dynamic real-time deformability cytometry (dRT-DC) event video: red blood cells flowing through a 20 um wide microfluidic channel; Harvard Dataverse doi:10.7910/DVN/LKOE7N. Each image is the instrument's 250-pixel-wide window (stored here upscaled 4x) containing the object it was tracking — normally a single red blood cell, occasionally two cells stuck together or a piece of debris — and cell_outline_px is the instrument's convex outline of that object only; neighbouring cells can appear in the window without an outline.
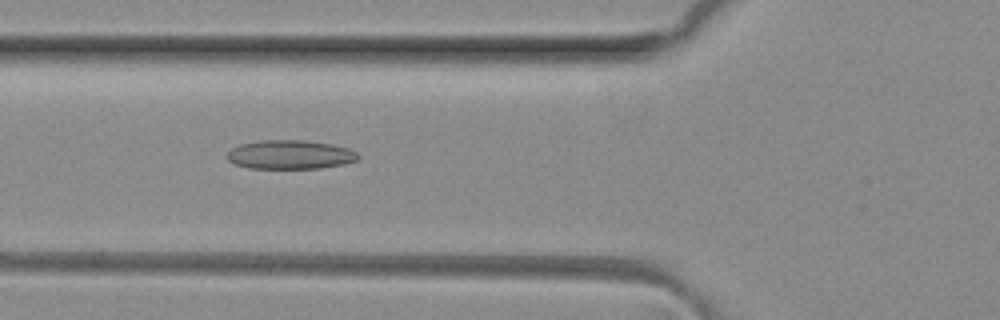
{"species": "common noctule bat (a hibernating species)", "species_latin": "Nyctalus noctula", "temperature_condition": "room temperature", "stored_images_in_passage": 5, "camera_frame_rate_fps": 3000, "um_per_image_px": 0.085, "animal": {"sex": "female", "body_mass_g": 29.2, "forearm_length_mm": 56.3}, "frame": {"image": 1, "passage_image": 5, "time_ms": 1.333, "image_size_px": [1000, 320], "cell_outline_px": [[360, 156], [356, 160], [344, 164], [320, 168], [248, 168], [236, 164], [228, 160], [228, 152], [232, 148], [240, 144], [260, 140], [304, 140], [332, 144], [348, 148], [356, 152]], "centroid_in_image_um": [24.67, 13.14], "position_along_channel_um": 101.1, "area_um2": 22.02}}